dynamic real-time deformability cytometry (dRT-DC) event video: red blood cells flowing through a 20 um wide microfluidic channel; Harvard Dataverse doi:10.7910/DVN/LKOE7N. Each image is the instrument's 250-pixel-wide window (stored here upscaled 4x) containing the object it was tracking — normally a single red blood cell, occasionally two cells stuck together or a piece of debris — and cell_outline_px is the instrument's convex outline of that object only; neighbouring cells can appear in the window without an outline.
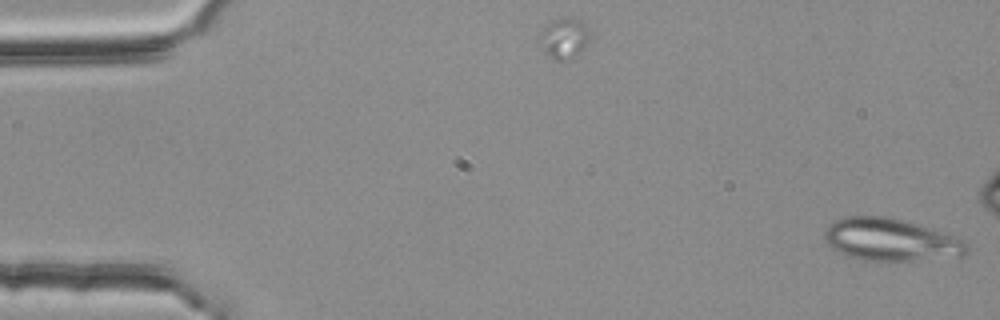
{"species": "common noctule bat (a hibernating species)", "species_latin": "Nyctalus noctula", "temperature_condition": "room temperature", "stored_images_in_passage": 3, "camera_frame_rate_fps": 3000, "um_per_image_px": 0.085, "animal": {"sex": "female", "body_mass_g": 25.1}, "frame": {"image": 1, "passage_image": 1, "time_ms": 0.0, "image_size_px": [1000, 320], "cell_outline_px": [[968, 252], [964, 256], [908, 260], [864, 260], [848, 256], [832, 248], [824, 240], [824, 232], [836, 220], [848, 216], [884, 216], [916, 224], [964, 240], [968, 244]], "centroid_in_image_um": [75.7, 20.38], "position_along_channel_um": 9.3, "area_um2": 34.45}}